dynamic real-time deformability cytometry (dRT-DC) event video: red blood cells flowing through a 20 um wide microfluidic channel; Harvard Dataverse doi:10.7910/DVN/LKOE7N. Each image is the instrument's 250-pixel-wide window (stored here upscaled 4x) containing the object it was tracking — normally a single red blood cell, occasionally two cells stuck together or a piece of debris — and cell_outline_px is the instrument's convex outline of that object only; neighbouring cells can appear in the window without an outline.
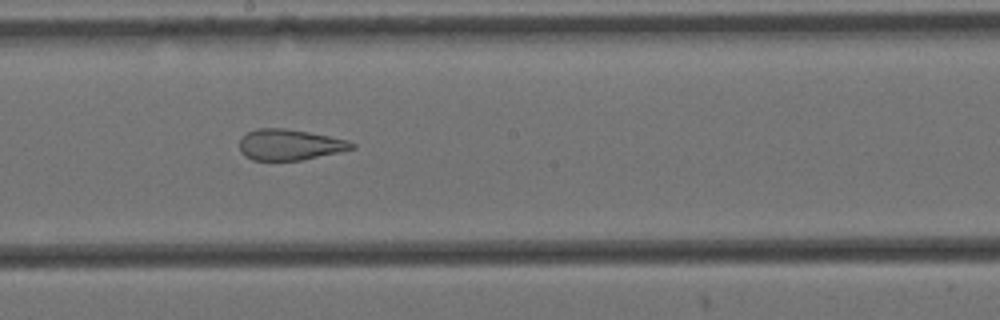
{"species": "Egyptian fruit bat (a non-hibernating species)", "species_latin": "Rousettus aegyptiacus", "temperature_condition": "cold", "stored_images_in_passage": 15, "camera_frame_rate_fps": 3000, "um_per_image_px": 0.085, "animal": {"sex": "female"}, "frame": {"image": 1, "passage_image": 9, "time_ms": 2.667, "image_size_px": [1000, 320], "cell_outline_px": [[356, 148], [340, 152], [300, 160], [252, 160], [244, 156], [240, 152], [240, 140], [248, 132], [256, 128], [284, 128], [308, 132], [348, 140], [356, 144]], "centroid_in_image_um": [24.63, 12.3], "position_along_channel_um": 223.6, "area_um2": 20.17}}
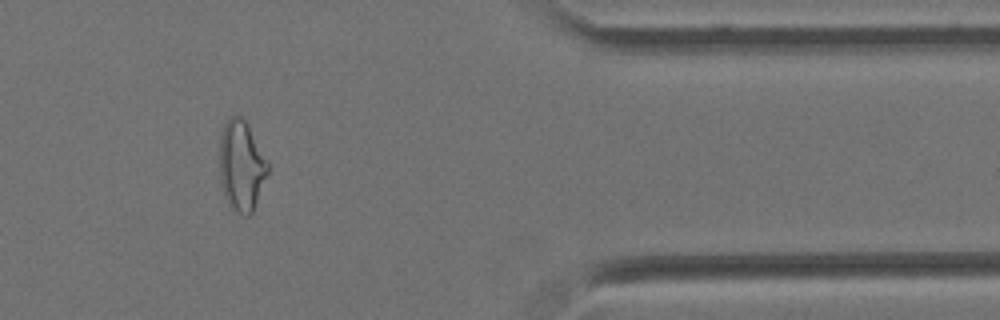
{"frame": {"image": 2, "passage_image": 13, "time_ms": 4.0, "image_size_px": [1000, 320], "cell_outline_px": [[268, 172], [252, 212], [248, 216], [244, 216], [232, 212], [224, 196], [220, 184], [220, 136], [224, 124], [232, 116], [244, 116], [268, 164]], "centroid_in_image_um": [20.49, 14.12], "position_along_channel_um": 390.9, "area_um2": 25.43}}